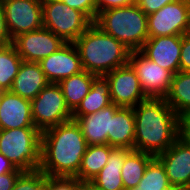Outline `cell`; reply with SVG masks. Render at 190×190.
Masks as SVG:
<instances>
[{
  "instance_id": "cell-1",
  "label": "cell",
  "mask_w": 190,
  "mask_h": 190,
  "mask_svg": "<svg viewBox=\"0 0 190 190\" xmlns=\"http://www.w3.org/2000/svg\"><path fill=\"white\" fill-rule=\"evenodd\" d=\"M87 146L75 120L50 127L42 131L39 170L46 176L76 177Z\"/></svg>"
},
{
  "instance_id": "cell-2",
  "label": "cell",
  "mask_w": 190,
  "mask_h": 190,
  "mask_svg": "<svg viewBox=\"0 0 190 190\" xmlns=\"http://www.w3.org/2000/svg\"><path fill=\"white\" fill-rule=\"evenodd\" d=\"M133 111L134 150L157 156L180 137V117L165 98H147L136 105Z\"/></svg>"
},
{
  "instance_id": "cell-3",
  "label": "cell",
  "mask_w": 190,
  "mask_h": 190,
  "mask_svg": "<svg viewBox=\"0 0 190 190\" xmlns=\"http://www.w3.org/2000/svg\"><path fill=\"white\" fill-rule=\"evenodd\" d=\"M74 45L79 52L83 70L97 76H104L129 63L131 50L94 22Z\"/></svg>"
},
{
  "instance_id": "cell-4",
  "label": "cell",
  "mask_w": 190,
  "mask_h": 190,
  "mask_svg": "<svg viewBox=\"0 0 190 190\" xmlns=\"http://www.w3.org/2000/svg\"><path fill=\"white\" fill-rule=\"evenodd\" d=\"M94 23L131 51H139L149 38L147 15L136 3L104 10Z\"/></svg>"
},
{
  "instance_id": "cell-5",
  "label": "cell",
  "mask_w": 190,
  "mask_h": 190,
  "mask_svg": "<svg viewBox=\"0 0 190 190\" xmlns=\"http://www.w3.org/2000/svg\"><path fill=\"white\" fill-rule=\"evenodd\" d=\"M41 135L36 127L0 130V153L23 172L38 170L41 165Z\"/></svg>"
},
{
  "instance_id": "cell-6",
  "label": "cell",
  "mask_w": 190,
  "mask_h": 190,
  "mask_svg": "<svg viewBox=\"0 0 190 190\" xmlns=\"http://www.w3.org/2000/svg\"><path fill=\"white\" fill-rule=\"evenodd\" d=\"M43 27L74 43L93 23L83 12L57 0H42Z\"/></svg>"
},
{
  "instance_id": "cell-7",
  "label": "cell",
  "mask_w": 190,
  "mask_h": 190,
  "mask_svg": "<svg viewBox=\"0 0 190 190\" xmlns=\"http://www.w3.org/2000/svg\"><path fill=\"white\" fill-rule=\"evenodd\" d=\"M33 123L41 132L72 119L58 83H49L31 100Z\"/></svg>"
},
{
  "instance_id": "cell-8",
  "label": "cell",
  "mask_w": 190,
  "mask_h": 190,
  "mask_svg": "<svg viewBox=\"0 0 190 190\" xmlns=\"http://www.w3.org/2000/svg\"><path fill=\"white\" fill-rule=\"evenodd\" d=\"M190 24V0H179L147 15L148 36L187 34Z\"/></svg>"
},
{
  "instance_id": "cell-9",
  "label": "cell",
  "mask_w": 190,
  "mask_h": 190,
  "mask_svg": "<svg viewBox=\"0 0 190 190\" xmlns=\"http://www.w3.org/2000/svg\"><path fill=\"white\" fill-rule=\"evenodd\" d=\"M11 39L43 27L42 0H2Z\"/></svg>"
},
{
  "instance_id": "cell-10",
  "label": "cell",
  "mask_w": 190,
  "mask_h": 190,
  "mask_svg": "<svg viewBox=\"0 0 190 190\" xmlns=\"http://www.w3.org/2000/svg\"><path fill=\"white\" fill-rule=\"evenodd\" d=\"M129 63L139 78L147 98H165L169 92L173 74L149 60L140 51H131Z\"/></svg>"
},
{
  "instance_id": "cell-11",
  "label": "cell",
  "mask_w": 190,
  "mask_h": 190,
  "mask_svg": "<svg viewBox=\"0 0 190 190\" xmlns=\"http://www.w3.org/2000/svg\"><path fill=\"white\" fill-rule=\"evenodd\" d=\"M110 85L113 104L123 108H134L147 99L142 91L136 71L130 63L104 75Z\"/></svg>"
},
{
  "instance_id": "cell-12",
  "label": "cell",
  "mask_w": 190,
  "mask_h": 190,
  "mask_svg": "<svg viewBox=\"0 0 190 190\" xmlns=\"http://www.w3.org/2000/svg\"><path fill=\"white\" fill-rule=\"evenodd\" d=\"M66 42L47 28L23 33L12 40L23 61L40 62L60 49Z\"/></svg>"
},
{
  "instance_id": "cell-13",
  "label": "cell",
  "mask_w": 190,
  "mask_h": 190,
  "mask_svg": "<svg viewBox=\"0 0 190 190\" xmlns=\"http://www.w3.org/2000/svg\"><path fill=\"white\" fill-rule=\"evenodd\" d=\"M163 164L175 190H190V145L178 138L165 152L156 156Z\"/></svg>"
},
{
  "instance_id": "cell-14",
  "label": "cell",
  "mask_w": 190,
  "mask_h": 190,
  "mask_svg": "<svg viewBox=\"0 0 190 190\" xmlns=\"http://www.w3.org/2000/svg\"><path fill=\"white\" fill-rule=\"evenodd\" d=\"M181 46L182 35L150 37L139 51L174 75L180 71Z\"/></svg>"
},
{
  "instance_id": "cell-15",
  "label": "cell",
  "mask_w": 190,
  "mask_h": 190,
  "mask_svg": "<svg viewBox=\"0 0 190 190\" xmlns=\"http://www.w3.org/2000/svg\"><path fill=\"white\" fill-rule=\"evenodd\" d=\"M39 64L50 83H59L83 71L79 52L74 43H65L56 52L42 59Z\"/></svg>"
},
{
  "instance_id": "cell-16",
  "label": "cell",
  "mask_w": 190,
  "mask_h": 190,
  "mask_svg": "<svg viewBox=\"0 0 190 190\" xmlns=\"http://www.w3.org/2000/svg\"><path fill=\"white\" fill-rule=\"evenodd\" d=\"M35 127L32 118L31 100L11 91H1L0 130Z\"/></svg>"
},
{
  "instance_id": "cell-17",
  "label": "cell",
  "mask_w": 190,
  "mask_h": 190,
  "mask_svg": "<svg viewBox=\"0 0 190 190\" xmlns=\"http://www.w3.org/2000/svg\"><path fill=\"white\" fill-rule=\"evenodd\" d=\"M120 108L112 103L94 114L80 116L75 120L88 145H110L111 120Z\"/></svg>"
},
{
  "instance_id": "cell-18",
  "label": "cell",
  "mask_w": 190,
  "mask_h": 190,
  "mask_svg": "<svg viewBox=\"0 0 190 190\" xmlns=\"http://www.w3.org/2000/svg\"><path fill=\"white\" fill-rule=\"evenodd\" d=\"M49 83L39 62L23 61L10 91L22 98L33 100Z\"/></svg>"
},
{
  "instance_id": "cell-19",
  "label": "cell",
  "mask_w": 190,
  "mask_h": 190,
  "mask_svg": "<svg viewBox=\"0 0 190 190\" xmlns=\"http://www.w3.org/2000/svg\"><path fill=\"white\" fill-rule=\"evenodd\" d=\"M130 151L131 149L114 147L106 165L89 183L98 190H124L121 169Z\"/></svg>"
},
{
  "instance_id": "cell-20",
  "label": "cell",
  "mask_w": 190,
  "mask_h": 190,
  "mask_svg": "<svg viewBox=\"0 0 190 190\" xmlns=\"http://www.w3.org/2000/svg\"><path fill=\"white\" fill-rule=\"evenodd\" d=\"M135 117L133 108L121 107L110 125V146L134 150Z\"/></svg>"
},
{
  "instance_id": "cell-21",
  "label": "cell",
  "mask_w": 190,
  "mask_h": 190,
  "mask_svg": "<svg viewBox=\"0 0 190 190\" xmlns=\"http://www.w3.org/2000/svg\"><path fill=\"white\" fill-rule=\"evenodd\" d=\"M112 104L110 98V85L105 76H96L87 96L72 112V119L80 116L94 114Z\"/></svg>"
},
{
  "instance_id": "cell-22",
  "label": "cell",
  "mask_w": 190,
  "mask_h": 190,
  "mask_svg": "<svg viewBox=\"0 0 190 190\" xmlns=\"http://www.w3.org/2000/svg\"><path fill=\"white\" fill-rule=\"evenodd\" d=\"M97 75L85 70L61 80L58 84L62 89L66 106L73 112L87 96Z\"/></svg>"
},
{
  "instance_id": "cell-23",
  "label": "cell",
  "mask_w": 190,
  "mask_h": 190,
  "mask_svg": "<svg viewBox=\"0 0 190 190\" xmlns=\"http://www.w3.org/2000/svg\"><path fill=\"white\" fill-rule=\"evenodd\" d=\"M165 100L179 117L190 113V72L178 71L173 75Z\"/></svg>"
},
{
  "instance_id": "cell-24",
  "label": "cell",
  "mask_w": 190,
  "mask_h": 190,
  "mask_svg": "<svg viewBox=\"0 0 190 190\" xmlns=\"http://www.w3.org/2000/svg\"><path fill=\"white\" fill-rule=\"evenodd\" d=\"M113 148L108 144L88 145L76 177L83 183H89L106 165Z\"/></svg>"
},
{
  "instance_id": "cell-25",
  "label": "cell",
  "mask_w": 190,
  "mask_h": 190,
  "mask_svg": "<svg viewBox=\"0 0 190 190\" xmlns=\"http://www.w3.org/2000/svg\"><path fill=\"white\" fill-rule=\"evenodd\" d=\"M154 157L152 154L138 150H131L126 155L121 169L124 190L137 187L144 175L146 167Z\"/></svg>"
},
{
  "instance_id": "cell-26",
  "label": "cell",
  "mask_w": 190,
  "mask_h": 190,
  "mask_svg": "<svg viewBox=\"0 0 190 190\" xmlns=\"http://www.w3.org/2000/svg\"><path fill=\"white\" fill-rule=\"evenodd\" d=\"M23 60L15 47L0 46V91H10Z\"/></svg>"
},
{
  "instance_id": "cell-27",
  "label": "cell",
  "mask_w": 190,
  "mask_h": 190,
  "mask_svg": "<svg viewBox=\"0 0 190 190\" xmlns=\"http://www.w3.org/2000/svg\"><path fill=\"white\" fill-rule=\"evenodd\" d=\"M137 187L142 190H175L169 183L163 164L156 156L149 162Z\"/></svg>"
},
{
  "instance_id": "cell-28",
  "label": "cell",
  "mask_w": 190,
  "mask_h": 190,
  "mask_svg": "<svg viewBox=\"0 0 190 190\" xmlns=\"http://www.w3.org/2000/svg\"><path fill=\"white\" fill-rule=\"evenodd\" d=\"M12 190H47V176L39 169L23 172Z\"/></svg>"
},
{
  "instance_id": "cell-29",
  "label": "cell",
  "mask_w": 190,
  "mask_h": 190,
  "mask_svg": "<svg viewBox=\"0 0 190 190\" xmlns=\"http://www.w3.org/2000/svg\"><path fill=\"white\" fill-rule=\"evenodd\" d=\"M83 186L77 177L47 176V190H82Z\"/></svg>"
},
{
  "instance_id": "cell-30",
  "label": "cell",
  "mask_w": 190,
  "mask_h": 190,
  "mask_svg": "<svg viewBox=\"0 0 190 190\" xmlns=\"http://www.w3.org/2000/svg\"><path fill=\"white\" fill-rule=\"evenodd\" d=\"M83 12L92 22L96 20L95 0H57Z\"/></svg>"
},
{
  "instance_id": "cell-31",
  "label": "cell",
  "mask_w": 190,
  "mask_h": 190,
  "mask_svg": "<svg viewBox=\"0 0 190 190\" xmlns=\"http://www.w3.org/2000/svg\"><path fill=\"white\" fill-rule=\"evenodd\" d=\"M176 1L179 0H136V4L146 15H149Z\"/></svg>"
},
{
  "instance_id": "cell-32",
  "label": "cell",
  "mask_w": 190,
  "mask_h": 190,
  "mask_svg": "<svg viewBox=\"0 0 190 190\" xmlns=\"http://www.w3.org/2000/svg\"><path fill=\"white\" fill-rule=\"evenodd\" d=\"M136 3V0H95L96 18L97 15L104 11L118 7H126Z\"/></svg>"
},
{
  "instance_id": "cell-33",
  "label": "cell",
  "mask_w": 190,
  "mask_h": 190,
  "mask_svg": "<svg viewBox=\"0 0 190 190\" xmlns=\"http://www.w3.org/2000/svg\"><path fill=\"white\" fill-rule=\"evenodd\" d=\"M180 71L190 72V36L182 35Z\"/></svg>"
},
{
  "instance_id": "cell-34",
  "label": "cell",
  "mask_w": 190,
  "mask_h": 190,
  "mask_svg": "<svg viewBox=\"0 0 190 190\" xmlns=\"http://www.w3.org/2000/svg\"><path fill=\"white\" fill-rule=\"evenodd\" d=\"M23 173L19 169L0 175V190H12L17 178Z\"/></svg>"
},
{
  "instance_id": "cell-35",
  "label": "cell",
  "mask_w": 190,
  "mask_h": 190,
  "mask_svg": "<svg viewBox=\"0 0 190 190\" xmlns=\"http://www.w3.org/2000/svg\"><path fill=\"white\" fill-rule=\"evenodd\" d=\"M10 44H12V39L7 28L4 11L0 2V46H6Z\"/></svg>"
},
{
  "instance_id": "cell-36",
  "label": "cell",
  "mask_w": 190,
  "mask_h": 190,
  "mask_svg": "<svg viewBox=\"0 0 190 190\" xmlns=\"http://www.w3.org/2000/svg\"><path fill=\"white\" fill-rule=\"evenodd\" d=\"M180 138L190 145V113L180 117Z\"/></svg>"
},
{
  "instance_id": "cell-37",
  "label": "cell",
  "mask_w": 190,
  "mask_h": 190,
  "mask_svg": "<svg viewBox=\"0 0 190 190\" xmlns=\"http://www.w3.org/2000/svg\"><path fill=\"white\" fill-rule=\"evenodd\" d=\"M15 169L14 165L0 153V175L13 172Z\"/></svg>"
},
{
  "instance_id": "cell-38",
  "label": "cell",
  "mask_w": 190,
  "mask_h": 190,
  "mask_svg": "<svg viewBox=\"0 0 190 190\" xmlns=\"http://www.w3.org/2000/svg\"><path fill=\"white\" fill-rule=\"evenodd\" d=\"M82 190H98V189L92 186L90 183H84Z\"/></svg>"
},
{
  "instance_id": "cell-39",
  "label": "cell",
  "mask_w": 190,
  "mask_h": 190,
  "mask_svg": "<svg viewBox=\"0 0 190 190\" xmlns=\"http://www.w3.org/2000/svg\"><path fill=\"white\" fill-rule=\"evenodd\" d=\"M128 190H142V188L135 187V188L128 189Z\"/></svg>"
},
{
  "instance_id": "cell-40",
  "label": "cell",
  "mask_w": 190,
  "mask_h": 190,
  "mask_svg": "<svg viewBox=\"0 0 190 190\" xmlns=\"http://www.w3.org/2000/svg\"><path fill=\"white\" fill-rule=\"evenodd\" d=\"M187 35L190 36V24H189V29H188Z\"/></svg>"
}]
</instances>
